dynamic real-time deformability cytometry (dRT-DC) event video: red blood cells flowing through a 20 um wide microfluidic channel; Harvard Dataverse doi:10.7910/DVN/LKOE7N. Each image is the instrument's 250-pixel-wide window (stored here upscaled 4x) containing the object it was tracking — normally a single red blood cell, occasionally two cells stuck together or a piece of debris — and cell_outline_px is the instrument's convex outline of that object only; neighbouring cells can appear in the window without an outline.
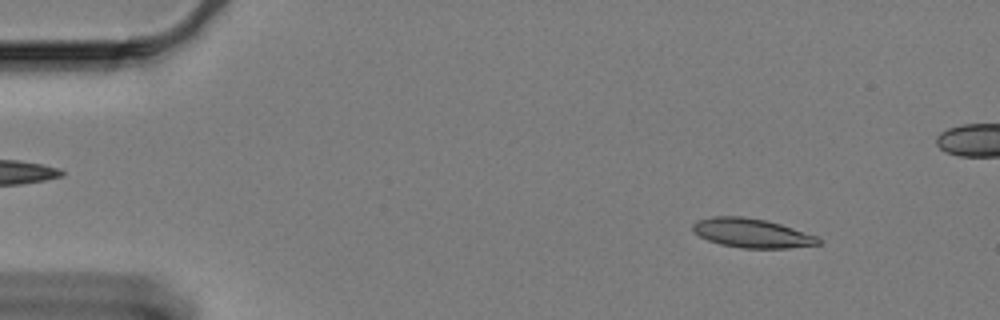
{"species": "Egyptian fruit bat (a non-hibernating species)", "species_latin": "Rousettus aegyptiacus", "temperature_condition": "cold", "stored_images_in_passage": 61, "camera_frame_rate_fps": 3000, "um_per_image_px": 0.085, "animal": {"sex": "female"}, "frame": {"image": 1, "passage_image": 7, "time_ms": 2.0, "image_size_px": [1000, 320], "cell_outline_px": [[820, 244], [788, 248], [744, 248], [720, 244], [708, 240], [692, 232], [692, 224], [696, 220], [712, 216], [744, 216], [768, 220], [816, 236], [820, 240]], "centroid_in_image_um": [63.85, 19.8], "position_along_channel_um": 21.2, "area_um2": 21.33}}
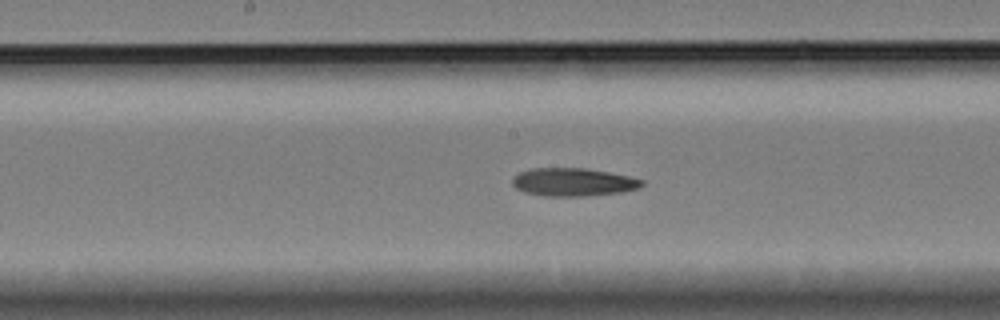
{"frame": {"image": 2, "passage_image": 31, "time_ms": 10.0, "image_size_px": [1000, 320], "cell_outline_px": [[644, 184], [640, 188], [620, 192], [584, 196], [544, 196], [524, 192], [516, 188], [512, 184], [512, 180], [520, 172], [532, 168], [584, 168], [608, 172], [628, 176], [644, 180]], "centroid_in_image_um": [48.73, 15.48], "position_along_channel_um": 199.5, "area_um2": 21.1}}
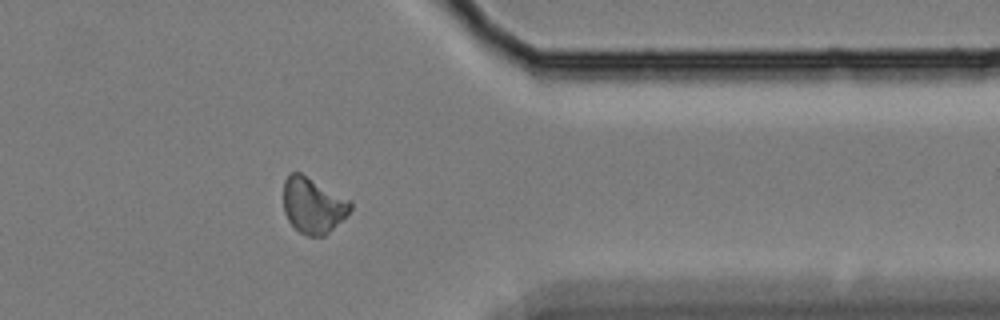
{"frame": {"image": 3, "passage_image": 49, "time_ms": 16.0, "image_size_px": [1000, 320], "cell_outline_px": [[352, 208], [324, 236], [308, 236], [300, 232], [288, 220], [284, 212], [284, 180], [288, 172], [300, 172], [352, 200]], "centroid_in_image_um": [26.59, 17.42], "position_along_channel_um": 384.8, "area_um2": 21.68}, "authors_computed_cell_mechanics": {"area_um2": 21.1548, "velocity_mm_per_s": 3.2749, "shape_relaxation_time_tau1_ms": null, "shape_relaxation_time_tau2_ms": 8.9939, "deformation_change_tau1": null, "deformation_change_tau2": 0.1844}}